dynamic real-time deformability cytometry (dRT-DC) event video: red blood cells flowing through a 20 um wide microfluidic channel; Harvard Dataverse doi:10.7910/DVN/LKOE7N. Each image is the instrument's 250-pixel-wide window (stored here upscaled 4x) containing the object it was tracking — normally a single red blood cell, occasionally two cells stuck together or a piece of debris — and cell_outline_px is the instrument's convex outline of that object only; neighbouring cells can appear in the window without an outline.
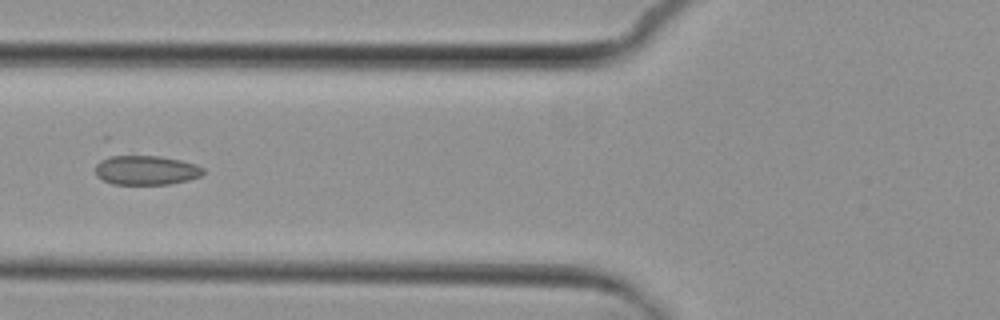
{"species": "common noctule bat (a hibernating species)", "species_latin": "Nyctalus noctula", "temperature_condition": "cold", "stored_images_in_passage": 8, "camera_frame_rate_fps": 3000, "um_per_image_px": 0.085, "animal": {"sex": "female", "body_mass_g": 29.2, "forearm_length_mm": 56.3}, "frame": {"image": 1, "passage_image": 8, "time_ms": 9.0, "image_size_px": [1000, 320], "cell_outline_px": [[204, 172], [200, 176], [188, 180], [168, 184], [112, 184], [96, 176], [96, 164], [100, 160], [112, 156], [160, 156], [180, 160], [196, 164], [204, 168]], "centroid_in_image_um": [12.42, 14.47], "position_along_channel_um": 113.4, "area_um2": 18.38}}